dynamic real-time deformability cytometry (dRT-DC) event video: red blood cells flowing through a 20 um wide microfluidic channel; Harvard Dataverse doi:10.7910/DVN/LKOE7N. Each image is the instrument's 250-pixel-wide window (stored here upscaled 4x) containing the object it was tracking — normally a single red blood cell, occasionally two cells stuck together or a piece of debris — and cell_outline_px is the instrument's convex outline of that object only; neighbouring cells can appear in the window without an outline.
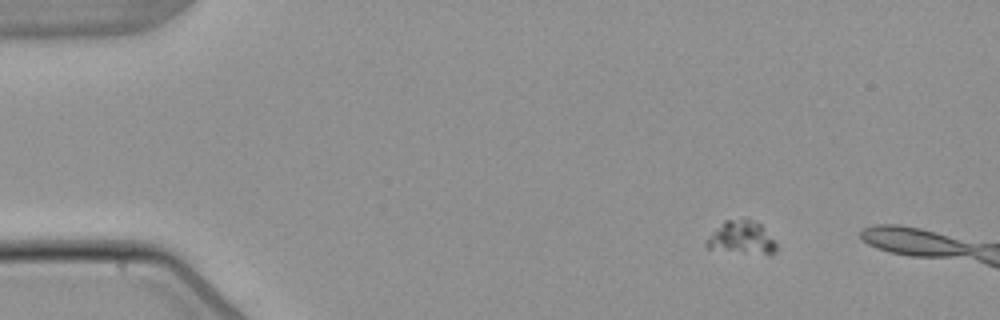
{"species": "common noctule bat (a hibernating species)", "species_latin": "Nyctalus noctula", "temperature_condition": "warm", "stored_images_in_passage": 3, "camera_frame_rate_fps": 3000, "um_per_image_px": 0.085, "animal": {"sex": "male", "body_mass_g": 21.5, "forearm_length_mm": 52.0}, "frame": {"image": 1, "passage_image": 2, "time_ms": 1.333, "image_size_px": [1000, 320], "cell_outline_px": [[776, 252], [768, 256], [708, 248], [704, 244], [704, 240], [724, 220], [748, 216], [760, 224], [776, 244]], "centroid_in_image_um": [63.02, 20.19], "position_along_channel_um": 22.0, "area_um2": 13.87}}